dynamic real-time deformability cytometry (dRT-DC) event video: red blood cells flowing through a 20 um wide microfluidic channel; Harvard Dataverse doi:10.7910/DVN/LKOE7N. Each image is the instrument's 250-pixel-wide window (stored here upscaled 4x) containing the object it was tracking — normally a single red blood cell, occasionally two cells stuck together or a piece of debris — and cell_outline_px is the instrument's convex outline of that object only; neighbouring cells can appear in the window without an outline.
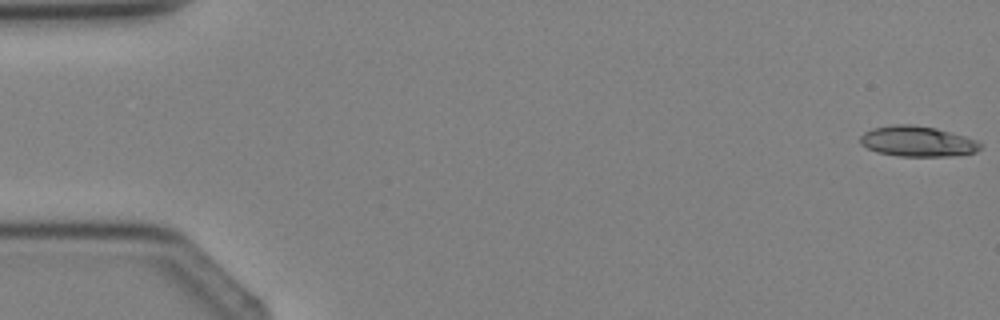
{"species": "Egyptian fruit bat (a non-hibernating species)", "species_latin": "Rousettus aegyptiacus", "temperature_condition": "cold", "stored_images_in_passage": 4, "camera_frame_rate_fps": 3000, "um_per_image_px": 0.085, "animal": {"sex": "female"}, "frame": {"image": 1, "passage_image": 1, "time_ms": 0.0, "image_size_px": [1000, 320], "cell_outline_px": [[984, 144], [976, 152], [952, 156], [900, 156], [876, 152], [860, 144], [860, 136], [864, 132], [872, 128], [892, 124], [912, 124], [936, 128], [952, 132], [976, 140]], "centroid_in_image_um": [77.98, 12.01], "position_along_channel_um": 7.0, "area_um2": 21.5}}